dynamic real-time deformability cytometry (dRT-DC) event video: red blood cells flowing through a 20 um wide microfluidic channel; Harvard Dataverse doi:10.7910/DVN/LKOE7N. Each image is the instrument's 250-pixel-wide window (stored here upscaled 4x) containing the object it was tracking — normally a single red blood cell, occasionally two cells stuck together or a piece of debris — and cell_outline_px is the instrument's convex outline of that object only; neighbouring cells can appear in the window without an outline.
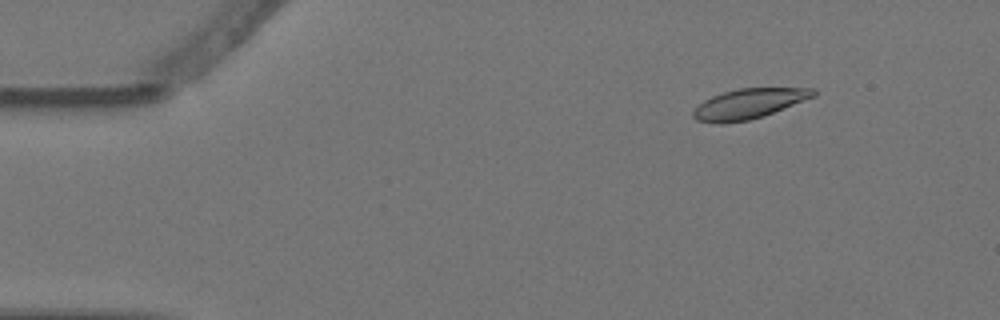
{"species": "Egyptian fruit bat (a non-hibernating species)", "species_latin": "Rousettus aegyptiacus", "temperature_condition": "warm", "stored_images_in_passage": 7, "camera_frame_rate_fps": 3000, "um_per_image_px": 0.085, "animal": {"sex": "female"}, "frame": {"image": 1, "passage_image": 2, "time_ms": 0.333, "image_size_px": [1000, 320], "cell_outline_px": [[816, 96], [764, 116], [748, 120], [720, 124], [696, 120], [692, 116], [692, 112], [704, 100], [712, 96], [724, 92], [740, 88], [816, 88]], "centroid_in_image_um": [63.67, 8.82], "position_along_channel_um": 21.3, "area_um2": 20.98}}
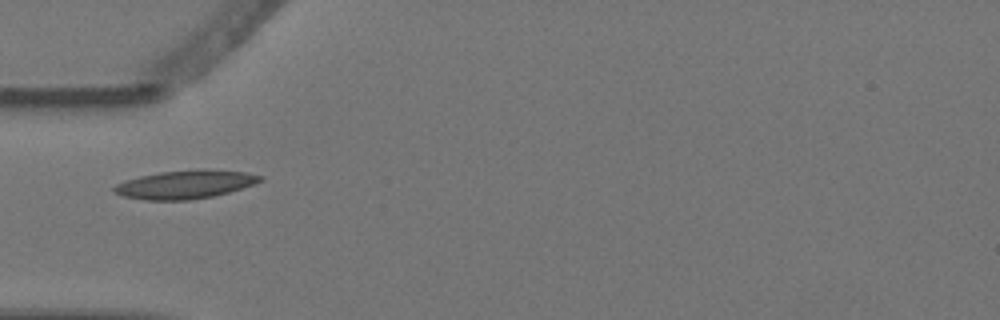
{"frame": {"image": 2, "passage_image": 5, "time_ms": 1.333, "image_size_px": [1000, 320], "cell_outline_px": [[264, 180], [256, 184], [228, 192], [212, 196], [192, 200], [144, 200], [124, 196], [112, 192], [112, 188], [116, 184], [140, 176], [160, 172], [244, 172], [264, 176]], "centroid_in_image_um": [15.7, 15.73], "position_along_channel_um": 69.3, "area_um2": 23.12}}
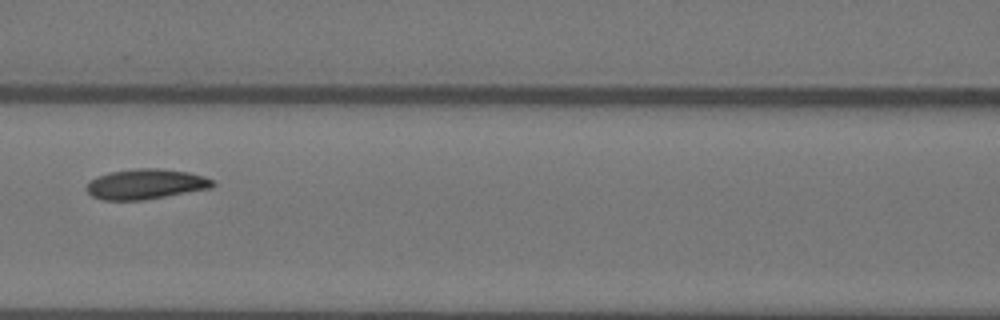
{"frame": {"image": 3, "passage_image": 7, "time_ms": 2.0, "image_size_px": [1000, 320], "cell_outline_px": [[216, 184], [212, 188], [144, 200], [104, 200], [92, 196], [84, 188], [88, 180], [96, 176], [112, 172], [136, 168], [160, 168], [188, 172], [204, 176], [212, 180]], "centroid_in_image_um": [12.37, 15.65], "position_along_channel_um": 154.2, "area_um2": 22.37}}